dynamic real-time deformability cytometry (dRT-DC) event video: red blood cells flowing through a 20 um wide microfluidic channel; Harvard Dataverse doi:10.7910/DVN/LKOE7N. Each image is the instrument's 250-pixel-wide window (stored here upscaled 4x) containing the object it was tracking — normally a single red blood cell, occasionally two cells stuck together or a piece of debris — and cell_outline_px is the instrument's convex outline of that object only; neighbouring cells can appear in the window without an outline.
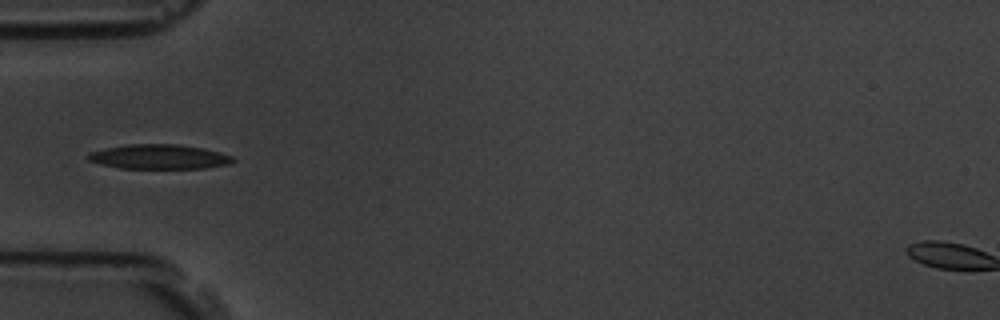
{"species": "common noctule bat (a hibernating species)", "species_latin": "Nyctalus noctula", "temperature_condition": "room temperature", "stored_images_in_passage": 15, "camera_frame_rate_fps": 3000, "um_per_image_px": 0.085, "animal": {"sex": "male", "body_mass_g": 19.5, "forearm_length_mm": 54.6}, "frame": {"image": 1, "passage_image": 5, "time_ms": 1.333, "image_size_px": [1000, 320], "cell_outline_px": [[236, 160], [232, 164], [204, 168], [120, 168], [100, 164], [88, 160], [84, 156], [88, 152], [104, 148], [128, 144], [176, 144], [204, 148], [220, 152], [232, 156]], "centroid_in_image_um": [13.51, 13.32], "position_along_channel_um": 71.5, "area_um2": 20.98}}
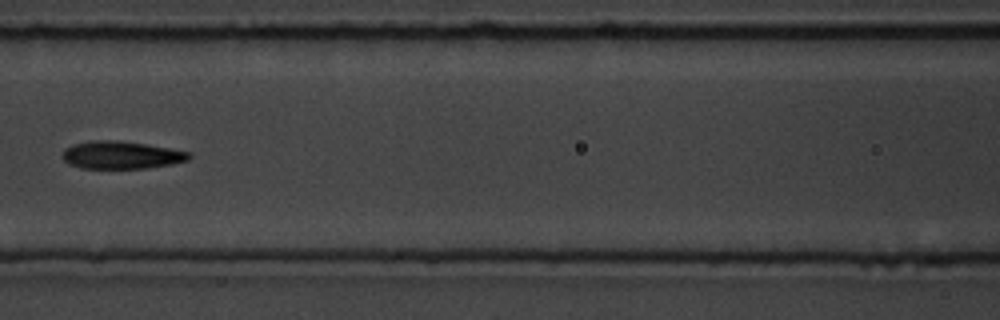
{"frame": {"image": 2, "passage_image": 7, "time_ms": 2.0, "image_size_px": [1000, 320], "cell_outline_px": [[192, 156], [188, 160], [172, 164], [148, 168], [80, 168], [68, 164], [64, 160], [64, 148], [72, 144], [92, 140], [116, 140], [144, 144], [192, 152]], "centroid_in_image_um": [10.31, 13.18], "position_along_channel_um": 156.3, "area_um2": 20.4}}
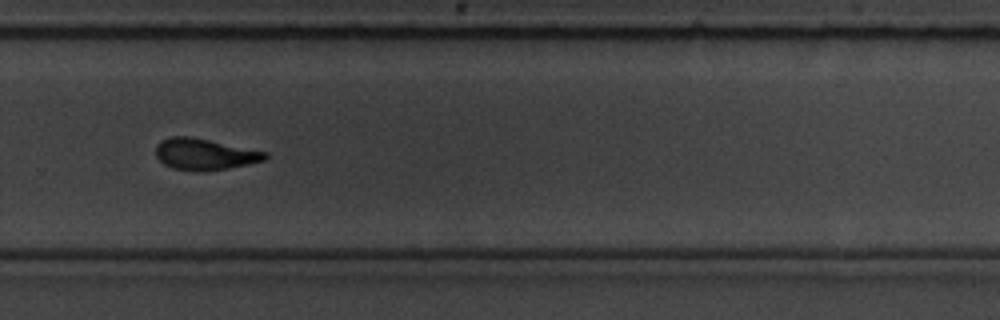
{"frame": {"image": 3, "passage_image": 11, "time_ms": 3.333, "image_size_px": [1000, 320], "cell_outline_px": [[268, 156], [264, 160], [248, 164], [228, 168], [204, 172], [200, 172], [172, 168], [164, 164], [156, 156], [156, 144], [172, 136], [188, 136], [268, 152]], "centroid_in_image_um": [17.39, 13.12], "position_along_channel_um": 312.4, "area_um2": 19.83}}